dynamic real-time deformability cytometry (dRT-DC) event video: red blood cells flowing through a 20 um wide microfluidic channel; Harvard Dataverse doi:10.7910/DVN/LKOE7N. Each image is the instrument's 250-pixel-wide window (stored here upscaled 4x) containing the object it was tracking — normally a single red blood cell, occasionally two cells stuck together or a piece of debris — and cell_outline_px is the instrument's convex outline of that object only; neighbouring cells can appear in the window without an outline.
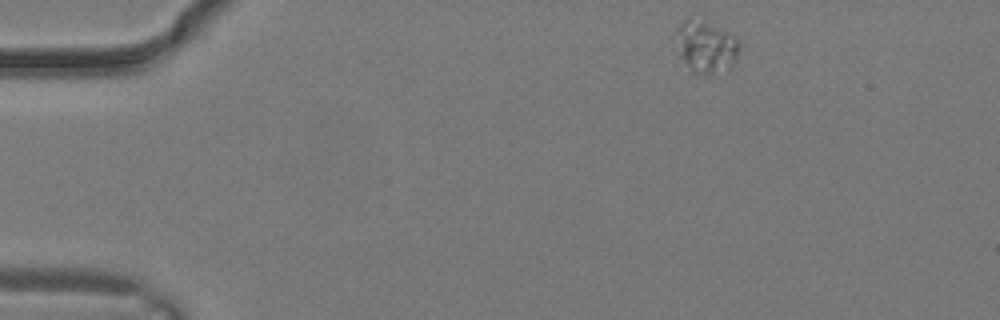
{"species": "common noctule bat (a hibernating species)", "species_latin": "Nyctalus noctula", "temperature_condition": "warm", "stored_images_in_passage": 27, "camera_frame_rate_fps": 3000, "um_per_image_px": 0.085, "animal": {"sex": "male", "body_mass_g": 19.2, "forearm_length_mm": 51.8}, "frame": {"image": 1, "passage_image": 1, "time_ms": 0.0, "image_size_px": [1000, 320], "cell_outline_px": [[736, 56], [732, 68], [712, 72], [692, 72], [684, 60], [680, 52], [676, 32], [676, 28], [688, 16], [732, 32], [736, 40]], "centroid_in_image_um": [60.0, 3.92], "position_along_channel_um": 25.0, "area_um2": 18.38}}
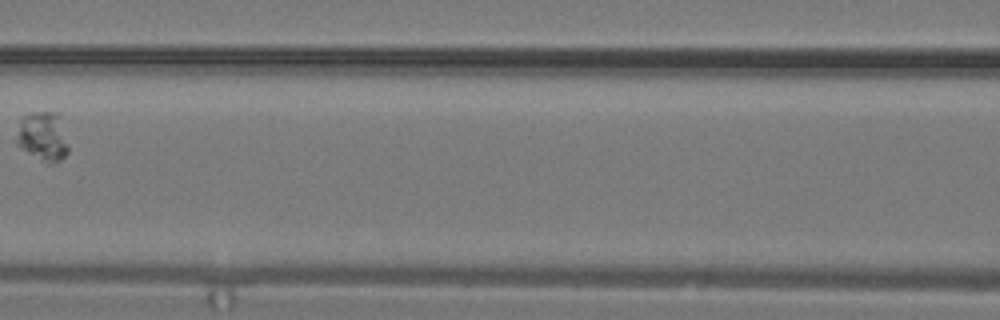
{"frame": {"image": 2, "passage_image": 11, "time_ms": 3.333, "image_size_px": [1000, 320], "cell_outline_px": [[68, 152], [60, 160], [52, 164], [48, 164], [28, 152], [16, 144], [16, 140], [20, 124], [24, 116], [28, 112], [60, 112], [68, 148]], "centroid_in_image_um": [3.67, 11.58], "position_along_channel_um": 162.9, "area_um2": 14.8}}
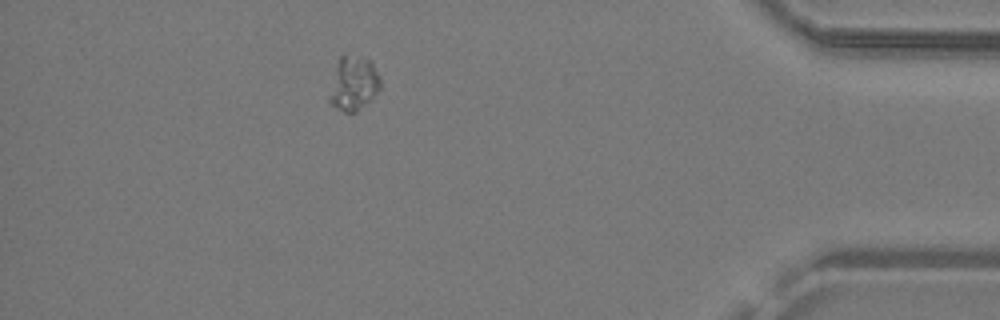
{"frame": {"image": 3, "passage_image": 24, "time_ms": 7.667, "image_size_px": [1000, 320], "cell_outline_px": [[380, 88], [356, 112], [344, 112], [336, 108], [328, 100], [328, 96], [336, 68], [340, 56], [344, 56], [372, 60], [380, 76]], "centroid_in_image_um": [30.05, 7.11], "position_along_channel_um": 405.2, "area_um2": 15.61}}